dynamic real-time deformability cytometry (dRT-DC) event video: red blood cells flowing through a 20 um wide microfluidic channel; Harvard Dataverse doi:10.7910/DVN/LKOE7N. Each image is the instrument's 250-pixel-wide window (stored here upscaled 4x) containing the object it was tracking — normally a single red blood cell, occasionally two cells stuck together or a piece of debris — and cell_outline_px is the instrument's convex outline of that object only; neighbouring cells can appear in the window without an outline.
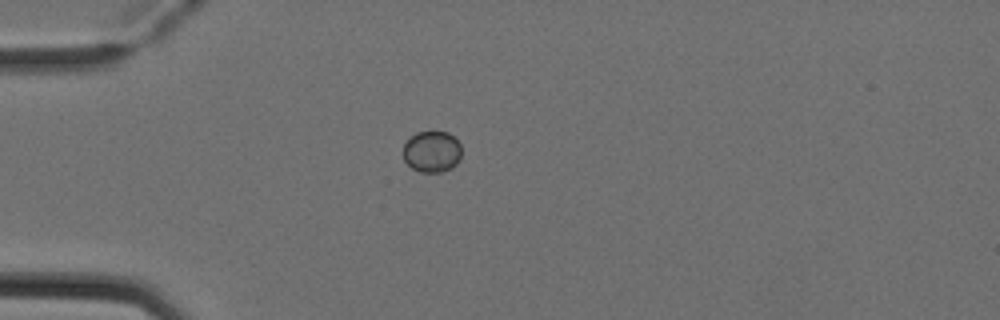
{"species": "Egyptian fruit bat (a non-hibernating species)", "species_latin": "Rousettus aegyptiacus", "temperature_condition": "cold", "stored_images_in_passage": 2, "camera_frame_rate_fps": 3000, "um_per_image_px": 0.085, "animal": {"sex": "female"}, "frame": {"image": 1, "passage_image": 1, "time_ms": 0.0, "image_size_px": [1000, 320], "cell_outline_px": [[460, 160], [452, 168], [440, 172], [420, 172], [412, 168], [404, 160], [404, 144], [416, 132], [448, 132], [460, 144]], "centroid_in_image_um": [36.72, 12.9], "position_along_channel_um": 48.3, "area_um2": 13.93}}